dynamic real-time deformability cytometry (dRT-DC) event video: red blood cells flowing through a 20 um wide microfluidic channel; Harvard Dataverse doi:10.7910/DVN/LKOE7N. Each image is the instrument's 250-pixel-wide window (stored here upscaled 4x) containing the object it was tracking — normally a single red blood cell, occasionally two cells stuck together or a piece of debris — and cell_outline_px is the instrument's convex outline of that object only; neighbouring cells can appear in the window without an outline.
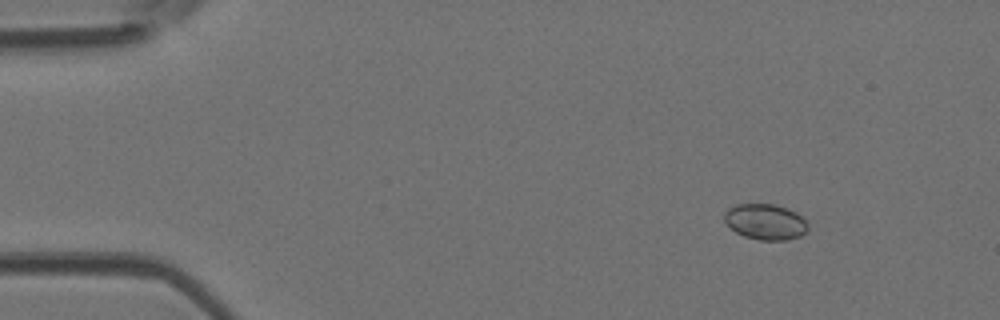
{"species": "Egyptian fruit bat (a non-hibernating species)", "species_latin": "Rousettus aegyptiacus", "temperature_condition": "room temperature", "stored_images_in_passage": 4, "camera_frame_rate_fps": 3000, "um_per_image_px": 0.085, "animal": {"sex": "female"}, "frame": {"image": 1, "passage_image": 2, "time_ms": 0.333, "image_size_px": [1000, 320], "cell_outline_px": [[808, 228], [800, 236], [788, 240], [760, 240], [744, 236], [736, 232], [724, 220], [724, 212], [728, 208], [736, 204], [776, 204], [788, 208], [796, 212], [808, 224]], "centroid_in_image_um": [65.05, 18.84], "position_along_channel_um": 19.9, "area_um2": 17.4}}
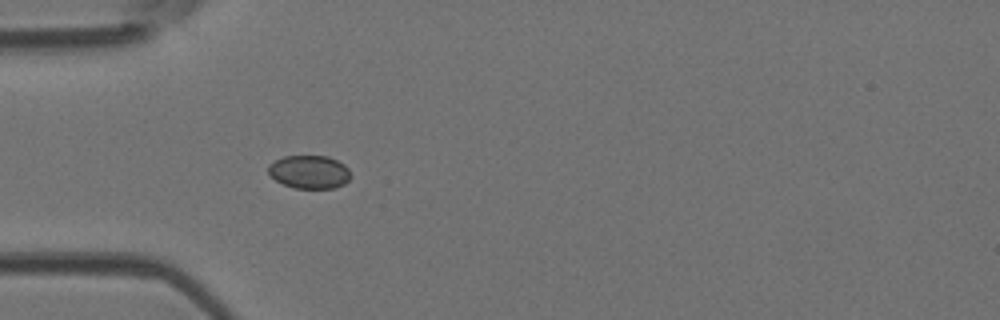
{"frame": {"image": 2, "passage_image": 4, "time_ms": 1.0, "image_size_px": [1000, 320], "cell_outline_px": [[352, 176], [344, 184], [332, 188], [296, 188], [284, 184], [276, 180], [268, 172], [268, 164], [284, 156], [328, 156], [344, 164], [348, 168]], "centroid_in_image_um": [26.31, 14.61], "position_along_channel_um": 58.7, "area_um2": 15.9}}